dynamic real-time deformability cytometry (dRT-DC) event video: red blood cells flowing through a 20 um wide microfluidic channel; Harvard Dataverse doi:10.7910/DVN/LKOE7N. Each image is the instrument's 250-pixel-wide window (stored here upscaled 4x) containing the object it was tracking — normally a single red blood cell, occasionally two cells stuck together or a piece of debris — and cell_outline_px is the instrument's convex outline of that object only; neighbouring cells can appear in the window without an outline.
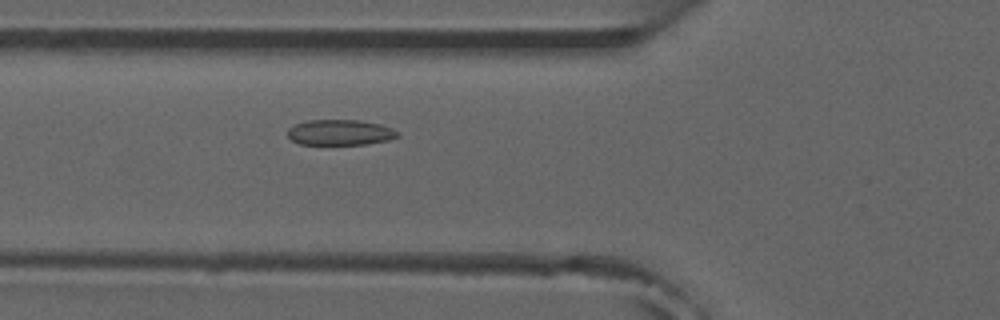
{"species": "common noctule bat (a hibernating species)", "species_latin": "Nyctalus noctula", "temperature_condition": "room temperature", "stored_images_in_passage": 2, "camera_frame_rate_fps": 3000, "um_per_image_px": 0.085, "animal": {"sex": "male", "forearm_length_mm": 52.5}, "frame": {"image": 1, "passage_image": 2, "time_ms": 1.0, "image_size_px": [1000, 320], "cell_outline_px": [[400, 136], [388, 140], [364, 144], [300, 144], [292, 140], [288, 136], [288, 128], [296, 124], [308, 120], [360, 120], [380, 124], [392, 128]], "centroid_in_image_um": [28.9, 11.25], "position_along_channel_um": 96.9, "area_um2": 16.24}}